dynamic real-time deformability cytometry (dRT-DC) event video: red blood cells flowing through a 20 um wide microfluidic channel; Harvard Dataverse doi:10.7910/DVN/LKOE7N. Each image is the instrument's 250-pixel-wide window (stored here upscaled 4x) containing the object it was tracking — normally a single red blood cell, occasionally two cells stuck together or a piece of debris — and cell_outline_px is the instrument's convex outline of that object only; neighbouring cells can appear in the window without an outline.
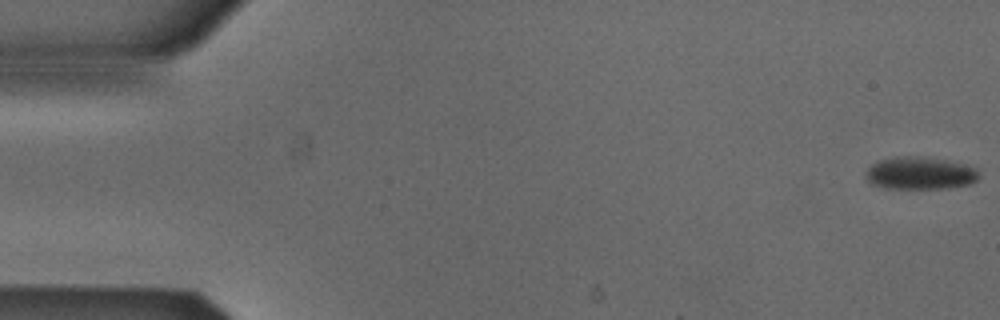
{"species": "Egyptian fruit bat (a non-hibernating species)", "species_latin": "Rousettus aegyptiacus", "temperature_condition": "cold", "stored_images_in_passage": 47, "camera_frame_rate_fps": 3000, "um_per_image_px": 0.085, "animal": {"sex": "male"}, "frame": {"image": 1, "passage_image": 1, "time_ms": 0.0, "image_size_px": [1000, 320], "cell_outline_px": [[980, 176], [972, 184], [948, 188], [884, 188], [872, 184], [864, 176], [868, 168], [876, 160], [896, 156], [920, 156], [944, 160], [976, 168]], "centroid_in_image_um": [78.16, 14.72], "position_along_channel_um": 6.8, "area_um2": 21.5}}
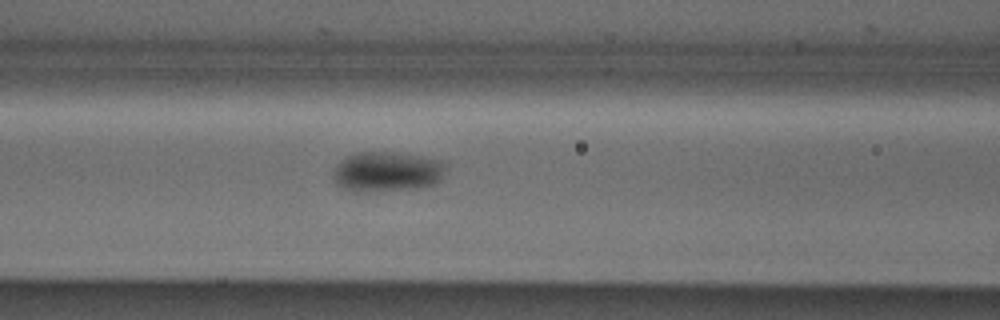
{"frame": {"image": 2, "passage_image": 22, "time_ms": 7.0, "image_size_px": [1000, 320], "cell_outline_px": [[448, 168], [440, 180], [436, 184], [424, 188], [368, 192], [352, 192], [336, 184], [332, 176], [332, 172], [336, 164], [340, 160], [356, 152], [396, 152], [448, 160]], "centroid_in_image_um": [32.96, 14.59], "position_along_channel_um": 133.6, "area_um2": 27.34}}
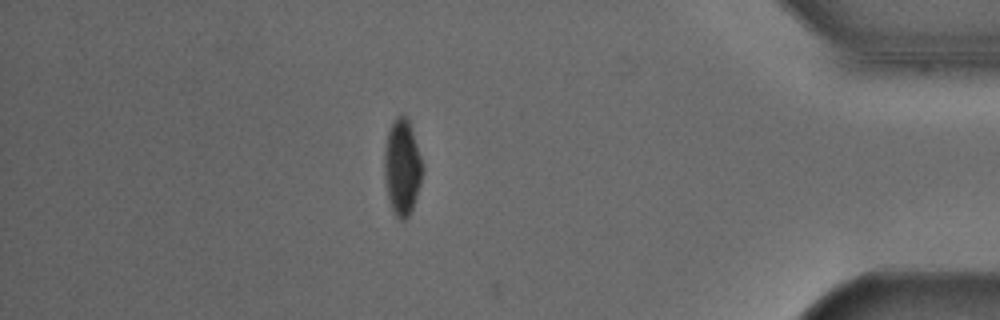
{"frame": {"image": 3, "passage_image": 46, "time_ms": 15.0, "image_size_px": [1000, 320], "cell_outline_px": [[420, 180], [416, 196], [412, 208], [408, 216], [404, 220], [400, 220], [392, 212], [388, 196], [384, 176], [384, 152], [388, 132], [392, 120], [400, 112], [408, 116], [420, 156]], "centroid_in_image_um": [34.14, 14.15], "position_along_channel_um": 401.1, "area_um2": 20.98}, "authors_computed_cell_mechanics": {"area_um2": 23.12, "velocity_mm_per_s": 3.8838, "shape_relaxation_time_tau1_ms": 4.1627, "shape_relaxation_time_tau2_ms": 7.9639, "deformation_change_tau1": 0.0873, "deformation_change_tau2": 0.0698}}